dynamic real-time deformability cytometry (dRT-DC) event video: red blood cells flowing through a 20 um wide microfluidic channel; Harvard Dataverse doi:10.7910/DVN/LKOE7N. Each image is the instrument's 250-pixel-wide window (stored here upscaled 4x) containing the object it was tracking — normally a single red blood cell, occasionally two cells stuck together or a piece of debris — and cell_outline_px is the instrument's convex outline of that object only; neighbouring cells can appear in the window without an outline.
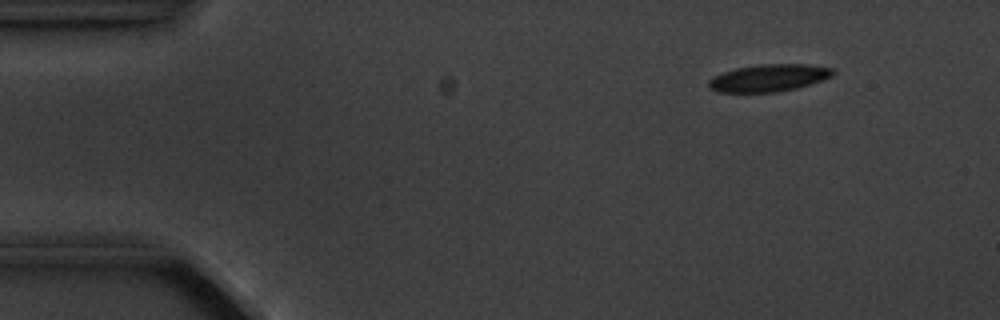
{"species": "common noctule bat (a hibernating species)", "species_latin": "Nyctalus noctula", "temperature_condition": "cold", "stored_images_in_passage": 4, "camera_frame_rate_fps": 3000, "um_per_image_px": 0.085, "animal": {"sex": "male", "body_mass_g": 20.1, "forearm_length_mm": 53.5}, "frame": {"image": 1, "passage_image": 2, "time_ms": 1.333, "image_size_px": [1000, 320], "cell_outline_px": [[836, 72], [832, 76], [824, 80], [796, 88], [776, 92], [720, 92], [708, 88], [708, 80], [724, 72], [736, 68], [760, 64], [808, 64], [832, 68]], "centroid_in_image_um": [65.38, 6.62], "position_along_channel_um": 19.6, "area_um2": 19.71}}